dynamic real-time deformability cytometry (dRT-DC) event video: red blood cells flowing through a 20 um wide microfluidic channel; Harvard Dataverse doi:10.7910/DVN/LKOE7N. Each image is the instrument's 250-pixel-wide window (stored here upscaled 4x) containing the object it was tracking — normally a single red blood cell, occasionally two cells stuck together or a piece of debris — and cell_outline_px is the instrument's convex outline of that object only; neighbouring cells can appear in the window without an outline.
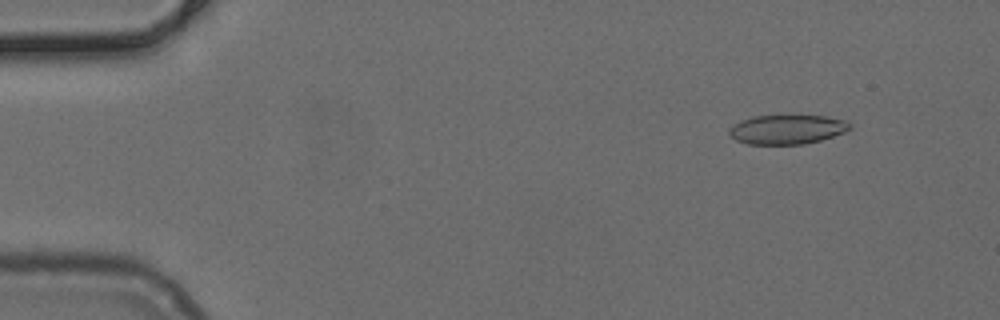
{"species": "common noctule bat (a hibernating species)", "species_latin": "Nyctalus noctula", "temperature_condition": "cold", "stored_images_in_passage": 51, "camera_frame_rate_fps": 3000, "um_per_image_px": 0.085, "animal": {"sex": "female", "body_mass_g": 24.6, "forearm_length_mm": 56.2}, "frame": {"image": 1, "passage_image": 5, "time_ms": 1.333, "image_size_px": [1000, 320], "cell_outline_px": [[852, 128], [844, 132], [820, 140], [804, 144], [748, 144], [736, 140], [728, 132], [728, 128], [740, 120], [752, 116], [792, 112], [828, 116], [844, 120], [852, 124]], "centroid_in_image_um": [66.91, 10.93], "position_along_channel_um": 18.1, "area_um2": 21.68}}
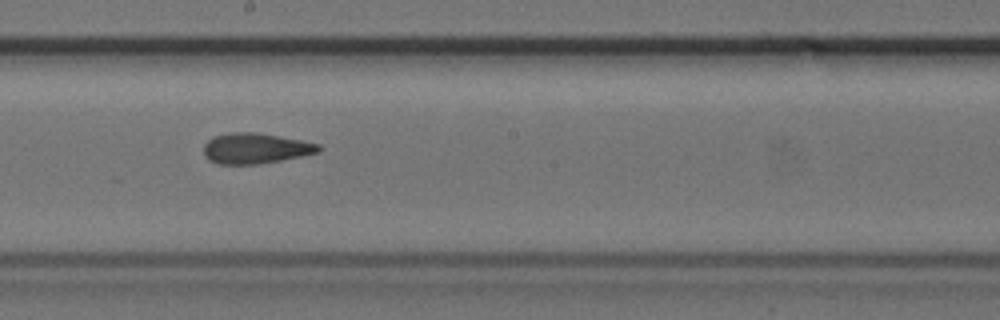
{"frame": {"image": 2, "passage_image": 28, "time_ms": 9.0, "image_size_px": [1000, 320], "cell_outline_px": [[320, 152], [260, 164], [216, 164], [208, 160], [204, 156], [204, 144], [208, 140], [216, 136], [232, 132], [256, 132], [300, 140], [320, 144]], "centroid_in_image_um": [21.68, 12.62], "position_along_channel_um": 226.5, "area_um2": 20.35}}
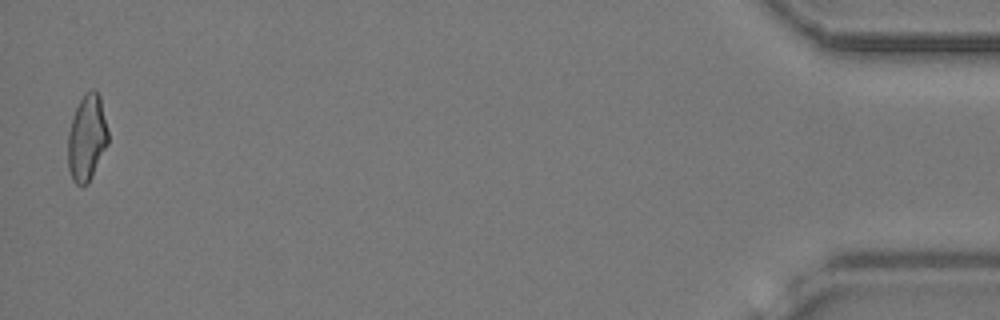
{"frame": {"image": 3, "passage_image": 50, "time_ms": 16.333, "image_size_px": [1000, 320], "cell_outline_px": [[108, 144], [88, 184], [76, 184], [72, 180], [68, 168], [68, 132], [76, 108], [84, 92], [92, 88], [96, 88], [100, 96], [108, 132]], "centroid_in_image_um": [7.39, 11.69], "position_along_channel_um": 427.8, "area_um2": 20.23}}